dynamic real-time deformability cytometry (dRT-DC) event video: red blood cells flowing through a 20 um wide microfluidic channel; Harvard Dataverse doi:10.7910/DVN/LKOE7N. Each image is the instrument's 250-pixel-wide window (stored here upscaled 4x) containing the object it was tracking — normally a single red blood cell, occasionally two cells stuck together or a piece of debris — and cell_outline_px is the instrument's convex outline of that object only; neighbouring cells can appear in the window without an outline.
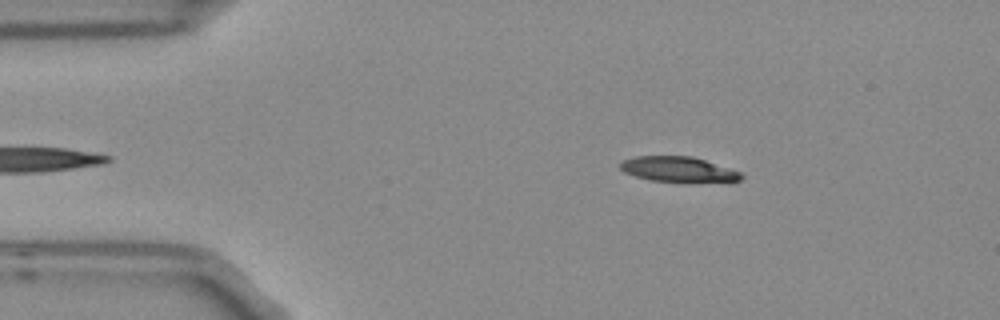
{"species": "Egyptian fruit bat (a non-hibernating species)", "species_latin": "Rousettus aegyptiacus", "temperature_condition": "room temperature", "stored_images_in_passage": 4, "camera_frame_rate_fps": 3000, "um_per_image_px": 0.085, "frame": {"image": 1, "passage_image": 1, "time_ms": 0.0, "image_size_px": [1000, 320], "cell_outline_px": [[744, 176], [740, 180], [732, 184], [652, 180], [636, 176], [624, 172], [620, 168], [620, 160], [636, 156], [692, 156], [740, 172]], "centroid_in_image_um": [57.73, 14.42], "position_along_channel_um": 27.3, "area_um2": 18.15}}
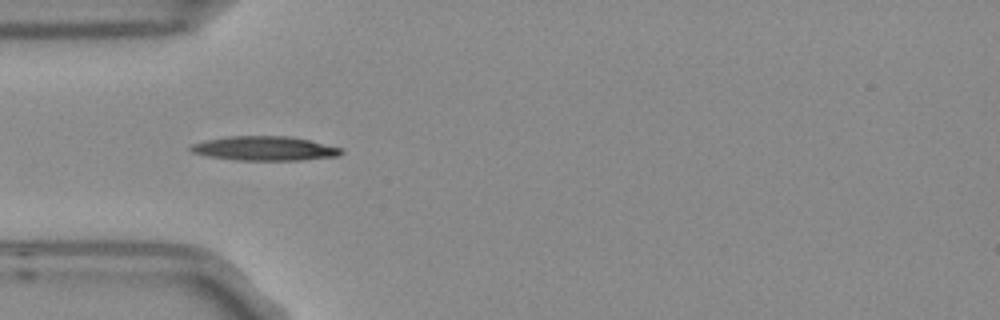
{"frame": {"image": 2, "passage_image": 3, "time_ms": 0.667, "image_size_px": [1000, 320], "cell_outline_px": [[344, 152], [340, 156], [300, 160], [236, 160], [208, 156], [192, 152], [188, 148], [192, 144], [208, 140], [228, 136], [292, 136], [344, 148]], "centroid_in_image_um": [22.56, 12.62], "position_along_channel_um": 62.4, "area_um2": 21.39}}
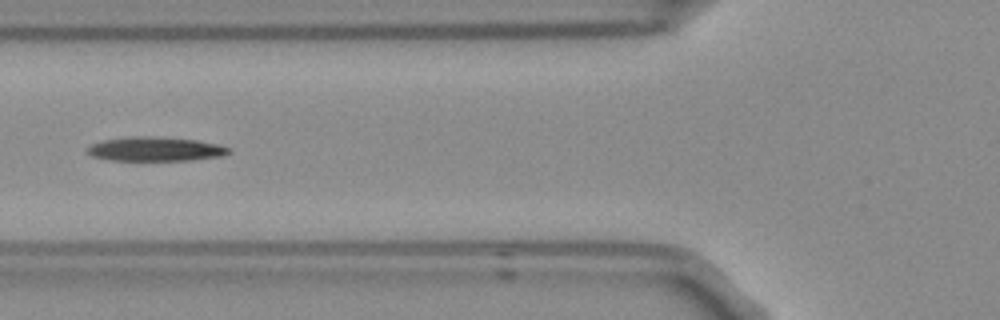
{"frame": {"image": 3, "passage_image": 4, "time_ms": 1.0, "image_size_px": [1000, 320], "cell_outline_px": [[232, 152], [224, 156], [192, 160], [112, 160], [92, 156], [84, 152], [84, 148], [92, 144], [104, 140], [132, 136], [152, 136], [196, 140], [216, 144], [232, 148]], "centroid_in_image_um": [13.21, 12.67], "position_along_channel_um": 112.6, "area_um2": 20.06}}